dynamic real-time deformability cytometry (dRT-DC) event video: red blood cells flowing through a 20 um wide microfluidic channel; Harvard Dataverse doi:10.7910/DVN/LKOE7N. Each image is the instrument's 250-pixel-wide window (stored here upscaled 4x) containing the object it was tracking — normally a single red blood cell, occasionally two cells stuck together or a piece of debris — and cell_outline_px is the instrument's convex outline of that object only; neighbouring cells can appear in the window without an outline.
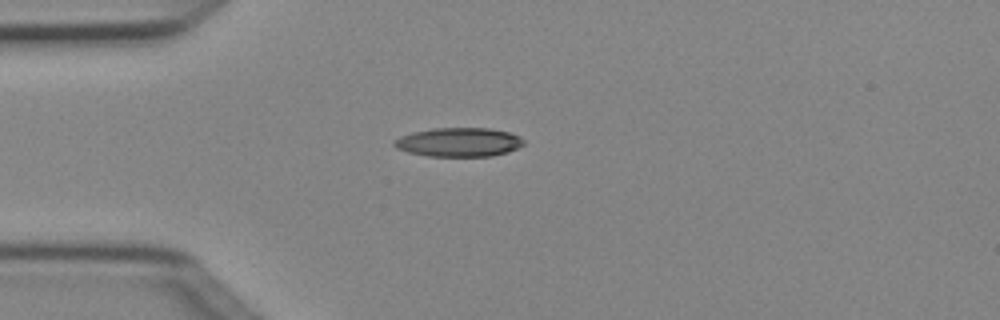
{"species": "Egyptian fruit bat (a non-hibernating species)", "species_latin": "Rousettus aegyptiacus", "temperature_condition": "cold", "stored_images_in_passage": 2, "camera_frame_rate_fps": 3000, "um_per_image_px": 0.085, "animal": {"sex": "female"}, "frame": {"image": 1, "passage_image": 2, "time_ms": 0.333, "image_size_px": [1000, 320], "cell_outline_px": [[524, 144], [508, 152], [492, 156], [428, 156], [408, 152], [396, 148], [392, 144], [392, 140], [400, 136], [412, 132], [432, 128], [488, 128], [508, 132], [520, 136], [524, 140]], "centroid_in_image_um": [38.97, 12.08], "position_along_channel_um": 46.0, "area_um2": 21.96}}